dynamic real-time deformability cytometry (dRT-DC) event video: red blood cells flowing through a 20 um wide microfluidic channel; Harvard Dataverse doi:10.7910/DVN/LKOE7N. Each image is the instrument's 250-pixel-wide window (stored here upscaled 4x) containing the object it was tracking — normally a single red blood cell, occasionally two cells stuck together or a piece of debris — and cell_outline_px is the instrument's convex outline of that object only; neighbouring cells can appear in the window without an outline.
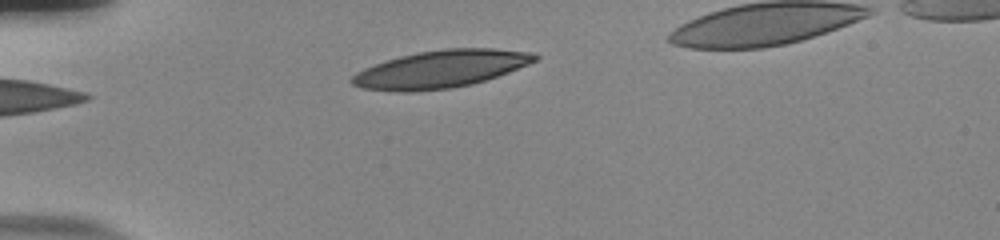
{"species": "human", "species_latin": "Homo sapiens", "temperature_condition": "room temperature", "stored_images_in_passage": 39, "camera_frame_rate_fps": 3000, "um_per_image_px": 0.085, "donor": {"sex": "male"}, "frame": {"image": 1, "passage_image": 1, "time_ms": 0.0, "image_size_px": [1000, 240], "cell_outline_px": [[540, 56], [536, 60], [528, 64], [508, 72], [472, 84], [452, 88], [412, 92], [396, 92], [360, 88], [352, 84], [348, 80], [356, 72], [364, 68], [400, 56], [420, 52], [444, 48], [492, 48], [528, 52]], "centroid_in_image_um": [37.41, 5.88], "position_along_channel_um": 47.6, "area_um2": 39.82}}
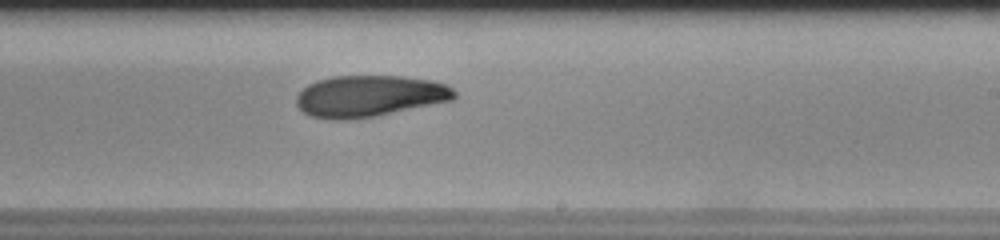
{"frame": {"image": 2, "passage_image": 20, "time_ms": 6.333, "image_size_px": [1000, 240], "cell_outline_px": [[456, 96], [452, 100], [376, 116], [348, 120], [336, 120], [312, 116], [304, 112], [296, 104], [296, 96], [308, 84], [320, 80], [336, 76], [400, 76], [428, 80], [444, 84], [452, 88], [456, 92]], "centroid_in_image_um": [31.39, 8.17], "position_along_channel_um": 257.6, "area_um2": 37.8}}
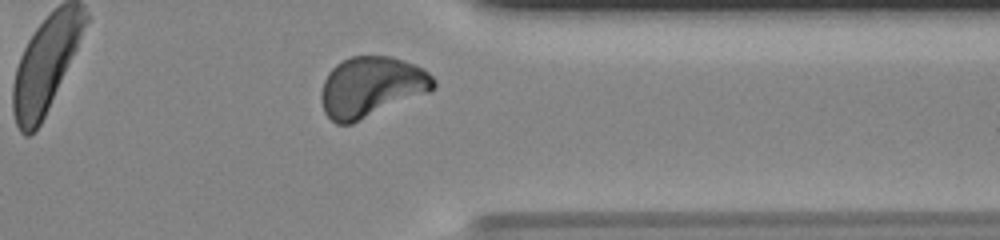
{"frame": {"image": 3, "passage_image": 30, "time_ms": 9.667, "image_size_px": [1000, 240], "cell_outline_px": [[436, 84], [428, 92], [352, 124], [336, 124], [324, 112], [320, 100], [320, 92], [324, 80], [328, 72], [336, 64], [352, 56], [392, 56], [412, 64], [428, 72], [436, 80]], "centroid_in_image_um": [31.52, 7.39], "position_along_channel_um": 379.9, "area_um2": 39.36}, "authors_computed_cell_mechanics": {"area_um2": 38.148, "velocity_mm_per_s": 3.7418, "shape_relaxation_time_tau1_ms": 6.3726, "shape_relaxation_time_tau2_ms": 9.177, "deformation_change_tau1": 0.1665, "deformation_change_tau2": 0.1587}}